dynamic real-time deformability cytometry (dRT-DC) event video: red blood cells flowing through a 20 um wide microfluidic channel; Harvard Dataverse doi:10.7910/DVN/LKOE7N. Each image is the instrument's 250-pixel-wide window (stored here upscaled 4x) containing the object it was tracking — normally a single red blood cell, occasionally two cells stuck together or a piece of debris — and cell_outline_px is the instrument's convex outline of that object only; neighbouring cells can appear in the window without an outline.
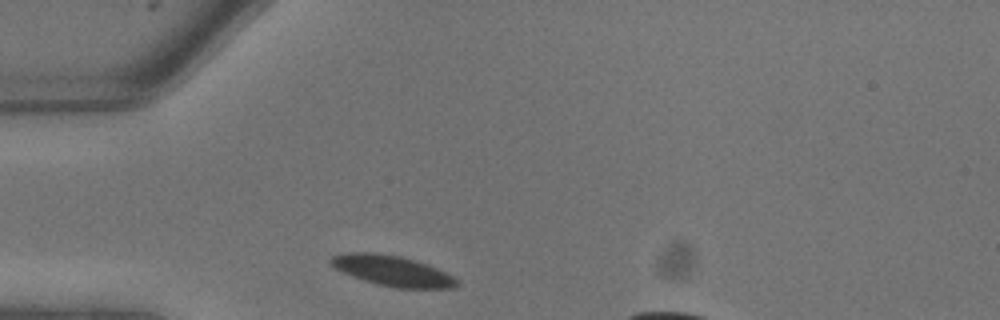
{"species": "common noctule bat (a hibernating species)", "species_latin": "Nyctalus noctula", "temperature_condition": "warm", "stored_images_in_passage": 4, "segment_of_instrument_passage": [1, 2], "camera_frame_rate_fps": 3000, "um_per_image_px": 0.085, "animal": {"sex": "male", "body_mass_g": 13.3}, "frame": {"image": 1, "passage_image": 1, "time_ms": 0.0, "image_size_px": [1000, 320], "cell_outline_px": [[460, 284], [452, 288], [396, 288], [376, 284], [352, 276], [328, 264], [328, 260], [332, 256], [344, 252], [372, 252], [400, 256], [416, 260], [444, 272], [460, 280]], "centroid_in_image_um": [33.32, 23.01], "position_along_channel_um": 51.7, "area_um2": 22.37}}
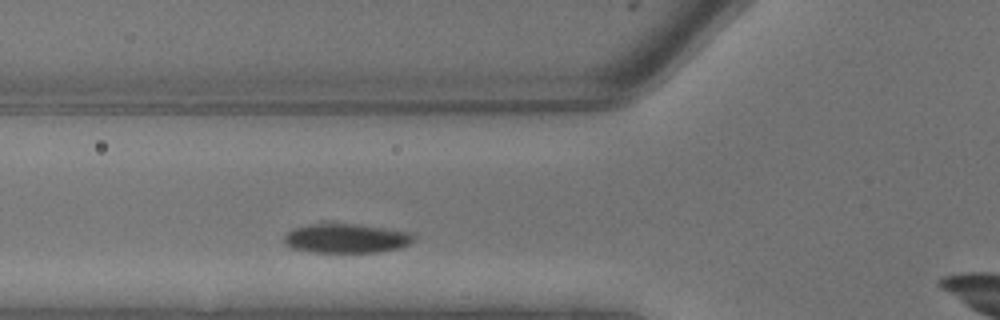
{"frame": {"image": 2, "passage_image": 3, "time_ms": 0.667, "image_size_px": [1000, 320], "cell_outline_px": [[416, 240], [400, 248], [380, 252], [312, 252], [292, 248], [284, 244], [284, 236], [288, 232], [296, 228], [308, 224], [324, 220], [332, 220], [412, 232], [416, 236]], "centroid_in_image_um": [29.43, 20.21], "position_along_channel_um": 96.4, "area_um2": 23.06}}